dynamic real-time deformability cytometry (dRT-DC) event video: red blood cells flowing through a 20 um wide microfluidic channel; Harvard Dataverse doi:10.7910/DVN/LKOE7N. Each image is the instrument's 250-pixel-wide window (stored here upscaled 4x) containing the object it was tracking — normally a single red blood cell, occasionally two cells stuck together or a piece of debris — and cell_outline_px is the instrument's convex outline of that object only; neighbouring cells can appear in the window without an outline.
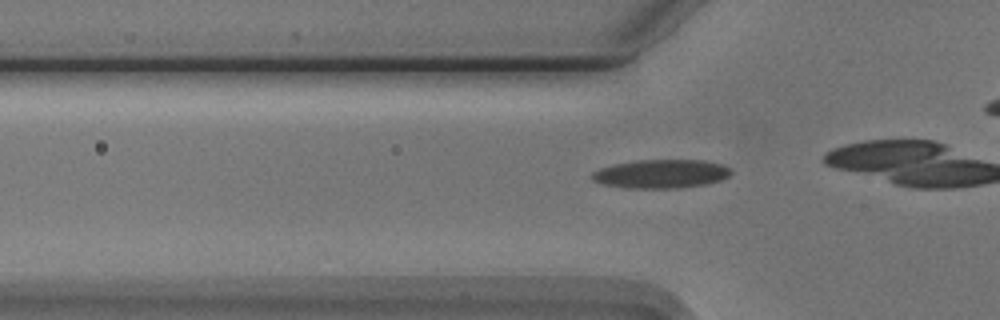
{"species": "Egyptian fruit bat (a non-hibernating species)", "species_latin": "Rousettus aegyptiacus", "temperature_condition": "cold", "stored_images_in_passage": 12, "camera_frame_rate_fps": 3000, "um_per_image_px": 0.085, "animal": {"sex": "male"}, "frame": {"image": 1, "passage_image": 6, "time_ms": 1.667, "image_size_px": [1000, 320], "cell_outline_px": [[732, 172], [728, 176], [720, 180], [704, 184], [680, 188], [624, 188], [600, 184], [592, 180], [592, 172], [600, 168], [612, 164], [636, 160], [704, 160], [720, 164], [728, 168]], "centroid_in_image_um": [56.12, 14.78], "position_along_channel_um": 69.7, "area_um2": 23.29}}